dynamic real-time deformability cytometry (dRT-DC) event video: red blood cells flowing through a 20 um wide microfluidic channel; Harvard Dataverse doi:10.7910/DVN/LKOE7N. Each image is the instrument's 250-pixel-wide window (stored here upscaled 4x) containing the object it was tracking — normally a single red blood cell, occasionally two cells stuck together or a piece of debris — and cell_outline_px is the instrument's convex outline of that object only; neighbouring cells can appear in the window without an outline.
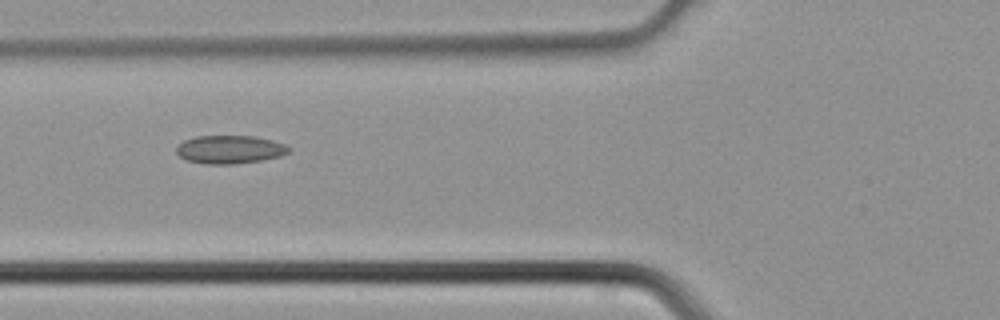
{"species": "common noctule bat (a hibernating species)", "species_latin": "Nyctalus noctula", "temperature_condition": "cold", "stored_images_in_passage": 5, "camera_frame_rate_fps": 3000, "um_per_image_px": 0.085, "animal": {"sex": "male", "body_mass_g": 21.5, "forearm_length_mm": 52.0}, "frame": {"image": 1, "passage_image": 5, "time_ms": 1.333, "image_size_px": [1000, 320], "cell_outline_px": [[292, 148], [288, 152], [280, 156], [260, 160], [232, 164], [204, 164], [184, 160], [176, 152], [176, 148], [184, 140], [196, 136], [252, 136], [272, 140], [284, 144]], "centroid_in_image_um": [19.51, 12.71], "position_along_channel_um": 106.3, "area_um2": 18.44}}